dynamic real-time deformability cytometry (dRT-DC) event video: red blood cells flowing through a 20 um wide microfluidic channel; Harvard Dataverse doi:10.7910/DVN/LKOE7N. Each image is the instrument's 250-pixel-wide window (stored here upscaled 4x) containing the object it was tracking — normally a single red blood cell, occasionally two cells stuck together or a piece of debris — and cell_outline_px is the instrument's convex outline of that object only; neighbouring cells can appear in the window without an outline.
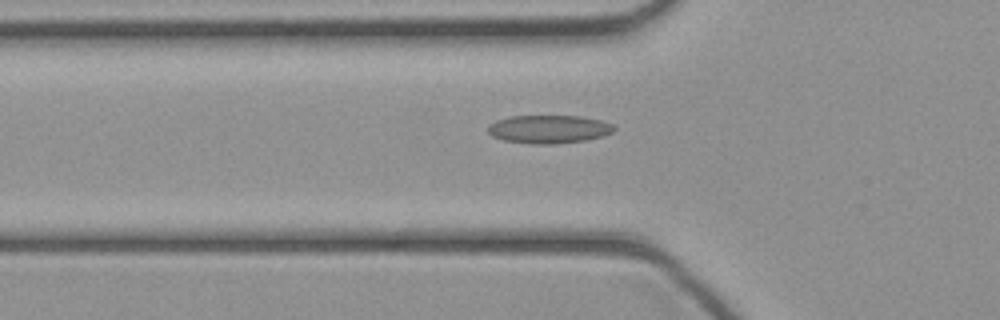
{"species": "common noctule bat (a hibernating species)", "species_latin": "Nyctalus noctula", "temperature_condition": "cold", "stored_images_in_passage": 31, "camera_frame_rate_fps": 3000, "um_per_image_px": 0.085, "animal": {"sex": "female", "body_mass_g": 21.9}, "frame": {"image": 1, "passage_image": 2, "time_ms": 0.333, "image_size_px": [1000, 320], "cell_outline_px": [[616, 128], [612, 132], [604, 136], [584, 140], [552, 144], [532, 144], [504, 140], [492, 136], [488, 132], [488, 124], [496, 120], [508, 116], [580, 116], [600, 120], [612, 124]], "centroid_in_image_um": [46.63, 10.97], "position_along_channel_um": 79.2, "area_um2": 20.75}}
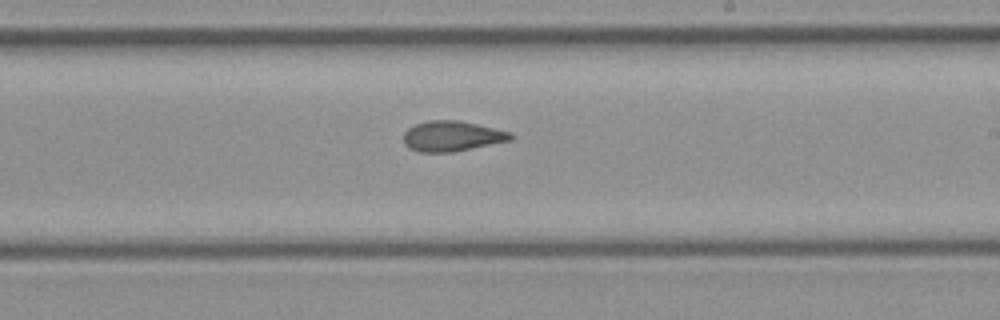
{"frame": {"image": 2, "passage_image": 13, "time_ms": 4.0, "image_size_px": [1000, 320], "cell_outline_px": [[516, 136], [512, 140], [452, 152], [420, 152], [408, 148], [404, 144], [404, 132], [408, 128], [416, 124], [428, 120], [460, 120], [512, 132]], "centroid_in_image_um": [38.44, 11.57], "position_along_channel_um": 250.6, "area_um2": 19.07}}
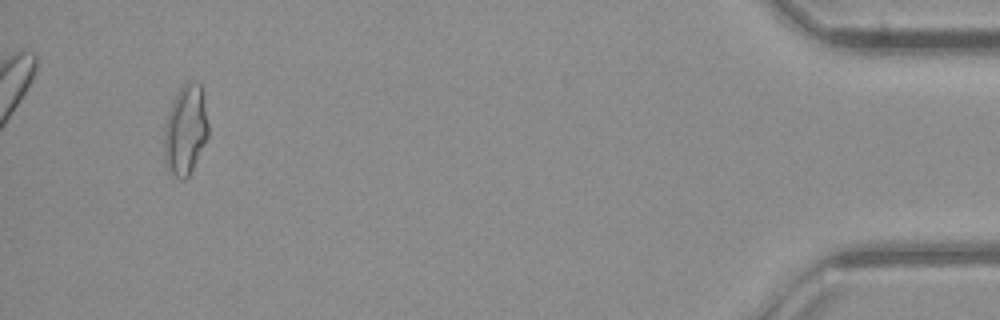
{"frame": {"image": 3, "passage_image": 29, "time_ms": 9.333, "image_size_px": [1000, 320], "cell_outline_px": [[208, 136], [188, 176], [184, 180], [180, 180], [164, 164], [164, 124], [172, 100], [180, 88], [188, 80], [192, 80], [200, 84], [204, 92], [208, 124]], "centroid_in_image_um": [15.76, 10.99], "position_along_channel_um": 419.4, "area_um2": 23.29}}